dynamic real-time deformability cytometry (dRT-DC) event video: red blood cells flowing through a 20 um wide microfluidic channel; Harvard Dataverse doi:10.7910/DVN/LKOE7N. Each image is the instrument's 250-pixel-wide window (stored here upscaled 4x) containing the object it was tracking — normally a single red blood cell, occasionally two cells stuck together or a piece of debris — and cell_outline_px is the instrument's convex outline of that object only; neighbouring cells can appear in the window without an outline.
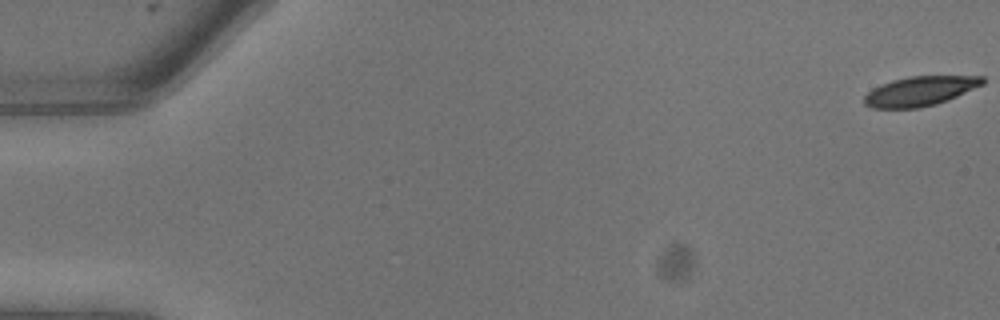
{"species": "common noctule bat (a hibernating species)", "species_latin": "Nyctalus noctula", "temperature_condition": "warm", "stored_images_in_passage": 7, "camera_frame_rate_fps": 3000, "um_per_image_px": 0.085, "animal": {"sex": "male", "body_mass_g": 13.3}, "frame": {"image": 1, "passage_image": 1, "time_ms": 0.0, "image_size_px": [1000, 320], "cell_outline_px": [[984, 84], [948, 100], [936, 104], [920, 108], [872, 108], [864, 104], [864, 96], [872, 88], [892, 80], [912, 76], [984, 76]], "centroid_in_image_um": [78.2, 7.75], "position_along_channel_um": 6.8, "area_um2": 20.35}}